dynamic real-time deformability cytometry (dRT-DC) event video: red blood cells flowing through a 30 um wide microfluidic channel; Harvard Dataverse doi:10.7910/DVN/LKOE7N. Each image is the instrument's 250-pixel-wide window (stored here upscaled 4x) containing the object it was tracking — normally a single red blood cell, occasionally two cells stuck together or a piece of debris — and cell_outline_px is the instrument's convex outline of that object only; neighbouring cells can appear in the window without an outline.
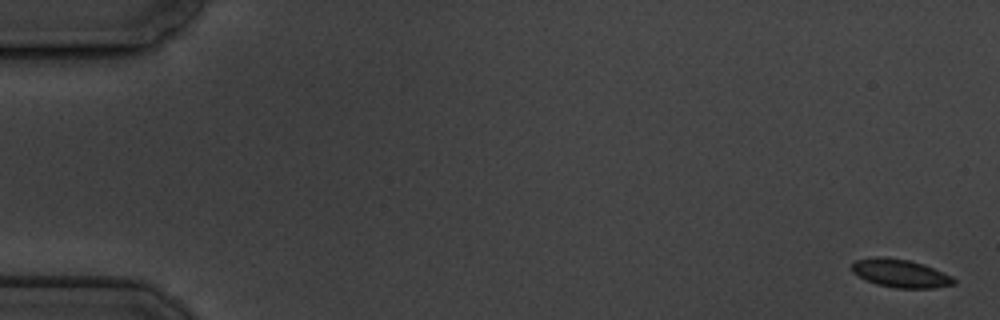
{"species": "common noctule bat (a hibernating species)", "species_latin": "Nyctalus noctula", "temperature_condition": "cold", "stored_images_in_passage": 5, "camera_frame_rate_fps": 3000, "um_per_image_px": 0.085, "animal": {"sex": "male", "body_mass_g": 19.5, "forearm_length_mm": 54.6}, "frame": {"image": 1, "passage_image": 1, "time_ms": 0.0, "image_size_px": [1000, 320], "cell_outline_px": [[956, 284], [932, 288], [896, 288], [876, 284], [852, 272], [852, 264], [856, 260], [876, 256], [884, 256], [908, 260], [924, 264], [952, 276], [956, 280]], "centroid_in_image_um": [76.55, 23.22], "position_along_channel_um": 8.4, "area_um2": 16.7}}
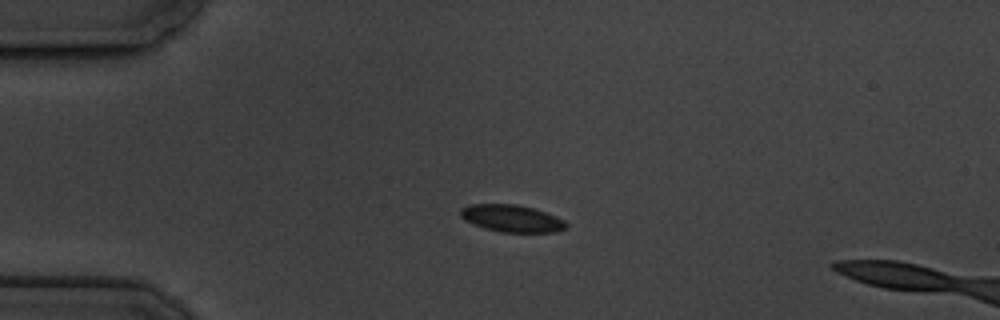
{"frame": {"image": 2, "passage_image": 4, "time_ms": 4.333, "image_size_px": [1000, 320], "cell_outline_px": [[568, 228], [556, 232], [500, 232], [484, 228], [472, 224], [464, 220], [460, 216], [460, 208], [468, 204], [516, 204], [532, 208], [556, 216], [564, 220], [568, 224]], "centroid_in_image_um": [43.48, 18.57], "position_along_channel_um": 41.5, "area_um2": 16.88}}